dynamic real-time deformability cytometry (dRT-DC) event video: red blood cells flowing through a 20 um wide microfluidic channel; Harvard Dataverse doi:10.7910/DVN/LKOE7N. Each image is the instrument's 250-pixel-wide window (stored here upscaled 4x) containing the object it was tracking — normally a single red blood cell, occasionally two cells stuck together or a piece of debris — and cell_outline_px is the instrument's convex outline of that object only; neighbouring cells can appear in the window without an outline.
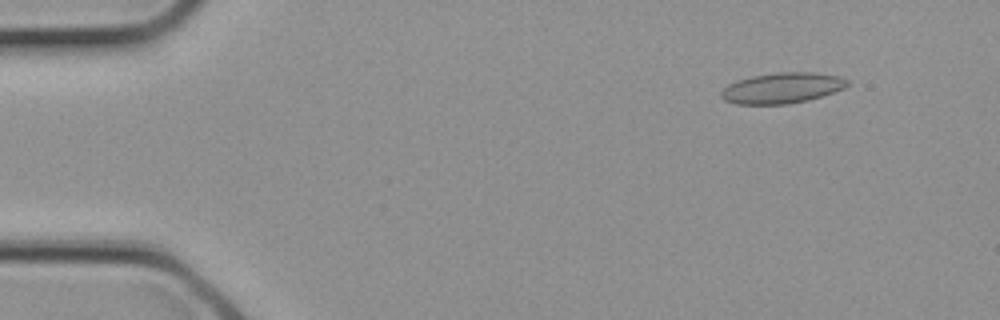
{"species": "common noctule bat (a hibernating species)", "species_latin": "Nyctalus noctula", "temperature_condition": "cold", "stored_images_in_passage": 2, "camera_frame_rate_fps": 3000, "um_per_image_px": 0.085, "animal": {"sex": "female", "body_mass_g": 21.9}, "frame": {"image": 1, "passage_image": 1, "time_ms": 0.0, "image_size_px": [1000, 320], "cell_outline_px": [[848, 84], [844, 88], [808, 100], [788, 104], [736, 104], [724, 100], [720, 96], [720, 92], [728, 84], [736, 80], [752, 76], [776, 72], [816, 72], [840, 76], [848, 80]], "centroid_in_image_um": [66.45, 7.47], "position_along_channel_um": 18.5, "area_um2": 22.6}}